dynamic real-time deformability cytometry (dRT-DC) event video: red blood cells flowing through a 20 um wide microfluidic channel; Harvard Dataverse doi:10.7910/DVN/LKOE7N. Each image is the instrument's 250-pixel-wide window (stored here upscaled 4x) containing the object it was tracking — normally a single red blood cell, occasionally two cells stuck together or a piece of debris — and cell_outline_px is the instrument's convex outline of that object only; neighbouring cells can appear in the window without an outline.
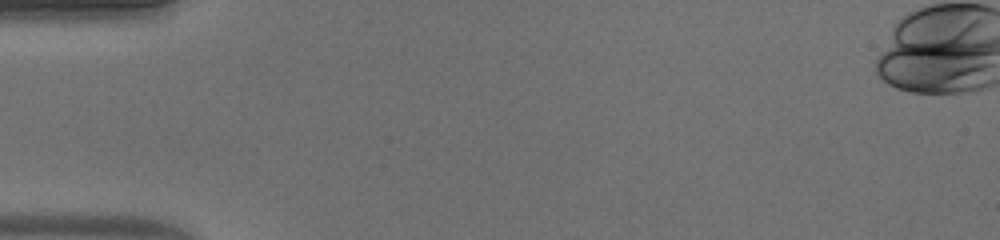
{"species": "human", "species_latin": "Homo sapiens", "temperature_condition": "warm", "stored_images_in_passage": 42, "segment_of_instrument_passage": [1, 2], "camera_frame_rate_fps": 3000, "um_per_image_px": 0.085, "donor": {"sex": "male"}, "frame": {"image": 1, "passage_image": 1, "time_ms": 0.0, "image_size_px": [1000, 240], "cell_outline_px": [[984, 52], [972, 68], [948, 76], [880, 68], [880, 64], [900, 44], [948, 40], [952, 40]], "centroid_in_image_um": [79.28, 4.92], "position_along_channel_um": 5.7, "area_um2": 18.9}}